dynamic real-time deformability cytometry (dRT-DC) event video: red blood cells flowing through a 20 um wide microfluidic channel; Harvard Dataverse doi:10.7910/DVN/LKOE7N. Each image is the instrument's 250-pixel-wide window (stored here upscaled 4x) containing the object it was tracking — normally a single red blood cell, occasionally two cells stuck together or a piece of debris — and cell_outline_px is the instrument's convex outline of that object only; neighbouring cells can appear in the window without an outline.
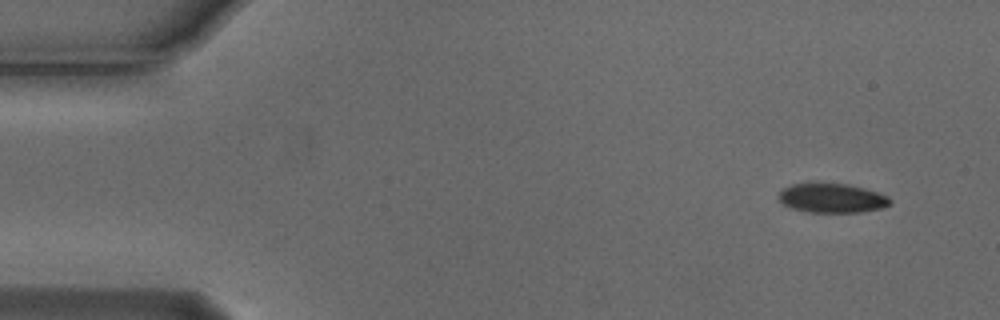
{"species": "Egyptian fruit bat (a non-hibernating species)", "species_latin": "Rousettus aegyptiacus", "temperature_condition": "cold", "stored_images_in_passage": 4, "camera_frame_rate_fps": 3000, "um_per_image_px": 0.085, "animal": {"sex": "male"}, "frame": {"image": 1, "passage_image": 1, "time_ms": 0.0, "image_size_px": [1000, 320], "cell_outline_px": [[892, 204], [880, 208], [860, 212], [812, 212], [792, 208], [784, 204], [780, 200], [780, 192], [784, 188], [792, 184], [812, 180], [820, 180], [848, 184], [864, 188], [888, 196], [892, 200]], "centroid_in_image_um": [70.71, 16.78], "position_along_channel_um": 14.3, "area_um2": 19.54}}
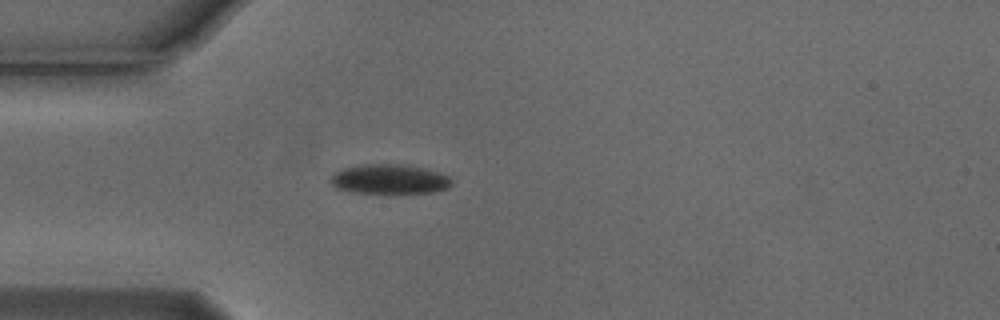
{"frame": {"image": 2, "passage_image": 4, "time_ms": 1.0, "image_size_px": [1000, 320], "cell_outline_px": [[452, 184], [448, 188], [432, 192], [352, 192], [336, 188], [332, 184], [332, 176], [336, 172], [344, 168], [364, 164], [404, 164], [424, 168], [440, 172], [448, 176], [452, 180]], "centroid_in_image_um": [33.14, 15.21], "position_along_channel_um": 51.9, "area_um2": 20.58}}